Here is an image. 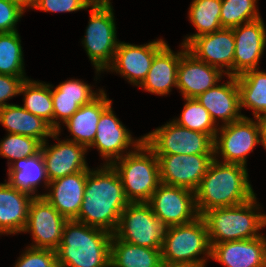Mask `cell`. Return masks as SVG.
Segmentation results:
<instances>
[{
  "label": "cell",
  "mask_w": 266,
  "mask_h": 267,
  "mask_svg": "<svg viewBox=\"0 0 266 267\" xmlns=\"http://www.w3.org/2000/svg\"><path fill=\"white\" fill-rule=\"evenodd\" d=\"M82 205L76 221L114 234L120 216L129 204L122 181L112 165L90 169Z\"/></svg>",
  "instance_id": "obj_1"
},
{
  "label": "cell",
  "mask_w": 266,
  "mask_h": 267,
  "mask_svg": "<svg viewBox=\"0 0 266 267\" xmlns=\"http://www.w3.org/2000/svg\"><path fill=\"white\" fill-rule=\"evenodd\" d=\"M245 166L220 162L214 158L195 191L199 215L227 206L245 203L256 196Z\"/></svg>",
  "instance_id": "obj_2"
},
{
  "label": "cell",
  "mask_w": 266,
  "mask_h": 267,
  "mask_svg": "<svg viewBox=\"0 0 266 267\" xmlns=\"http://www.w3.org/2000/svg\"><path fill=\"white\" fill-rule=\"evenodd\" d=\"M110 232L67 220L56 251L58 267H110Z\"/></svg>",
  "instance_id": "obj_3"
},
{
  "label": "cell",
  "mask_w": 266,
  "mask_h": 267,
  "mask_svg": "<svg viewBox=\"0 0 266 267\" xmlns=\"http://www.w3.org/2000/svg\"><path fill=\"white\" fill-rule=\"evenodd\" d=\"M259 206L255 196L245 203L204 212L201 217L206 224L210 245L262 236L259 230L266 227V214L261 213Z\"/></svg>",
  "instance_id": "obj_4"
},
{
  "label": "cell",
  "mask_w": 266,
  "mask_h": 267,
  "mask_svg": "<svg viewBox=\"0 0 266 267\" xmlns=\"http://www.w3.org/2000/svg\"><path fill=\"white\" fill-rule=\"evenodd\" d=\"M111 165L122 181L129 203H147L161 183L158 158L144 142Z\"/></svg>",
  "instance_id": "obj_5"
},
{
  "label": "cell",
  "mask_w": 266,
  "mask_h": 267,
  "mask_svg": "<svg viewBox=\"0 0 266 267\" xmlns=\"http://www.w3.org/2000/svg\"><path fill=\"white\" fill-rule=\"evenodd\" d=\"M201 254L205 256L199 257ZM161 255L163 263L206 267L211 245L203 218L199 216L189 223L166 227Z\"/></svg>",
  "instance_id": "obj_6"
},
{
  "label": "cell",
  "mask_w": 266,
  "mask_h": 267,
  "mask_svg": "<svg viewBox=\"0 0 266 267\" xmlns=\"http://www.w3.org/2000/svg\"><path fill=\"white\" fill-rule=\"evenodd\" d=\"M111 3L110 0H95L90 6L89 22L82 41L97 75L106 71L112 63L120 42L116 37L114 9Z\"/></svg>",
  "instance_id": "obj_7"
},
{
  "label": "cell",
  "mask_w": 266,
  "mask_h": 267,
  "mask_svg": "<svg viewBox=\"0 0 266 267\" xmlns=\"http://www.w3.org/2000/svg\"><path fill=\"white\" fill-rule=\"evenodd\" d=\"M143 142L155 155H214V139L190 130L173 120L143 136Z\"/></svg>",
  "instance_id": "obj_8"
},
{
  "label": "cell",
  "mask_w": 266,
  "mask_h": 267,
  "mask_svg": "<svg viewBox=\"0 0 266 267\" xmlns=\"http://www.w3.org/2000/svg\"><path fill=\"white\" fill-rule=\"evenodd\" d=\"M166 226L147 203H129L120 216L114 235L127 243L161 248Z\"/></svg>",
  "instance_id": "obj_9"
},
{
  "label": "cell",
  "mask_w": 266,
  "mask_h": 267,
  "mask_svg": "<svg viewBox=\"0 0 266 267\" xmlns=\"http://www.w3.org/2000/svg\"><path fill=\"white\" fill-rule=\"evenodd\" d=\"M255 120L245 116L230 124L220 125L214 139V158L221 155L223 161L220 162L246 167L249 153L257 144H263L260 126Z\"/></svg>",
  "instance_id": "obj_10"
},
{
  "label": "cell",
  "mask_w": 266,
  "mask_h": 267,
  "mask_svg": "<svg viewBox=\"0 0 266 267\" xmlns=\"http://www.w3.org/2000/svg\"><path fill=\"white\" fill-rule=\"evenodd\" d=\"M147 204L166 227L186 224L200 216L195 192L184 187L160 183Z\"/></svg>",
  "instance_id": "obj_11"
},
{
  "label": "cell",
  "mask_w": 266,
  "mask_h": 267,
  "mask_svg": "<svg viewBox=\"0 0 266 267\" xmlns=\"http://www.w3.org/2000/svg\"><path fill=\"white\" fill-rule=\"evenodd\" d=\"M67 220L43 196L34 197L23 230L31 233L34 244L29 247L56 250Z\"/></svg>",
  "instance_id": "obj_12"
},
{
  "label": "cell",
  "mask_w": 266,
  "mask_h": 267,
  "mask_svg": "<svg viewBox=\"0 0 266 267\" xmlns=\"http://www.w3.org/2000/svg\"><path fill=\"white\" fill-rule=\"evenodd\" d=\"M143 142V136L136 140L125 125L116 117L112 110V103L102 112L93 144L89 148L96 147L100 156L111 165L115 160L125 154L134 151ZM132 147L127 152V148ZM126 151V152H125Z\"/></svg>",
  "instance_id": "obj_13"
},
{
  "label": "cell",
  "mask_w": 266,
  "mask_h": 267,
  "mask_svg": "<svg viewBox=\"0 0 266 267\" xmlns=\"http://www.w3.org/2000/svg\"><path fill=\"white\" fill-rule=\"evenodd\" d=\"M166 44L163 39L143 45L119 42L113 61L106 70L121 74L132 85L139 87L145 80L155 55Z\"/></svg>",
  "instance_id": "obj_14"
},
{
  "label": "cell",
  "mask_w": 266,
  "mask_h": 267,
  "mask_svg": "<svg viewBox=\"0 0 266 267\" xmlns=\"http://www.w3.org/2000/svg\"><path fill=\"white\" fill-rule=\"evenodd\" d=\"M160 182L196 191L214 155H156Z\"/></svg>",
  "instance_id": "obj_15"
},
{
  "label": "cell",
  "mask_w": 266,
  "mask_h": 267,
  "mask_svg": "<svg viewBox=\"0 0 266 267\" xmlns=\"http://www.w3.org/2000/svg\"><path fill=\"white\" fill-rule=\"evenodd\" d=\"M58 136L59 133L55 131L51 137L58 140V143L49 147L48 140H46L41 144L40 149L49 182L80 171L90 170L85 159L88 149L74 141L59 140Z\"/></svg>",
  "instance_id": "obj_16"
},
{
  "label": "cell",
  "mask_w": 266,
  "mask_h": 267,
  "mask_svg": "<svg viewBox=\"0 0 266 267\" xmlns=\"http://www.w3.org/2000/svg\"><path fill=\"white\" fill-rule=\"evenodd\" d=\"M232 29L235 41L233 76L260 68L258 63L266 47V27L262 17Z\"/></svg>",
  "instance_id": "obj_17"
},
{
  "label": "cell",
  "mask_w": 266,
  "mask_h": 267,
  "mask_svg": "<svg viewBox=\"0 0 266 267\" xmlns=\"http://www.w3.org/2000/svg\"><path fill=\"white\" fill-rule=\"evenodd\" d=\"M186 48L196 59L219 68L227 76H233L235 52L233 29L222 28L219 31L195 37L186 45ZM224 67L226 70L223 69Z\"/></svg>",
  "instance_id": "obj_18"
},
{
  "label": "cell",
  "mask_w": 266,
  "mask_h": 267,
  "mask_svg": "<svg viewBox=\"0 0 266 267\" xmlns=\"http://www.w3.org/2000/svg\"><path fill=\"white\" fill-rule=\"evenodd\" d=\"M223 74L219 68L196 59L186 50L181 55L177 70V89L183 98L196 99L220 82Z\"/></svg>",
  "instance_id": "obj_19"
},
{
  "label": "cell",
  "mask_w": 266,
  "mask_h": 267,
  "mask_svg": "<svg viewBox=\"0 0 266 267\" xmlns=\"http://www.w3.org/2000/svg\"><path fill=\"white\" fill-rule=\"evenodd\" d=\"M210 259L226 267H266V237L216 243Z\"/></svg>",
  "instance_id": "obj_20"
},
{
  "label": "cell",
  "mask_w": 266,
  "mask_h": 267,
  "mask_svg": "<svg viewBox=\"0 0 266 267\" xmlns=\"http://www.w3.org/2000/svg\"><path fill=\"white\" fill-rule=\"evenodd\" d=\"M227 77L229 81L221 85L216 84L196 98L217 125L218 119L222 121V125H226L245 117L241 114L237 78L230 75Z\"/></svg>",
  "instance_id": "obj_21"
},
{
  "label": "cell",
  "mask_w": 266,
  "mask_h": 267,
  "mask_svg": "<svg viewBox=\"0 0 266 267\" xmlns=\"http://www.w3.org/2000/svg\"><path fill=\"white\" fill-rule=\"evenodd\" d=\"M51 88L53 129L59 134L61 133L60 122L65 123L82 105L89 104L103 90L94 92L90 85L80 79L66 80L57 85L56 88L51 85Z\"/></svg>",
  "instance_id": "obj_22"
},
{
  "label": "cell",
  "mask_w": 266,
  "mask_h": 267,
  "mask_svg": "<svg viewBox=\"0 0 266 267\" xmlns=\"http://www.w3.org/2000/svg\"><path fill=\"white\" fill-rule=\"evenodd\" d=\"M90 170L80 171L48 184L49 192L42 196L68 220L78 216L84 198L87 174Z\"/></svg>",
  "instance_id": "obj_23"
},
{
  "label": "cell",
  "mask_w": 266,
  "mask_h": 267,
  "mask_svg": "<svg viewBox=\"0 0 266 267\" xmlns=\"http://www.w3.org/2000/svg\"><path fill=\"white\" fill-rule=\"evenodd\" d=\"M4 181L0 183V235L21 233L34 196Z\"/></svg>",
  "instance_id": "obj_24"
},
{
  "label": "cell",
  "mask_w": 266,
  "mask_h": 267,
  "mask_svg": "<svg viewBox=\"0 0 266 267\" xmlns=\"http://www.w3.org/2000/svg\"><path fill=\"white\" fill-rule=\"evenodd\" d=\"M182 50L174 53L166 44L154 57L150 70L139 87L156 95H168L171 89L177 88V70L181 55L187 50L181 44Z\"/></svg>",
  "instance_id": "obj_25"
},
{
  "label": "cell",
  "mask_w": 266,
  "mask_h": 267,
  "mask_svg": "<svg viewBox=\"0 0 266 267\" xmlns=\"http://www.w3.org/2000/svg\"><path fill=\"white\" fill-rule=\"evenodd\" d=\"M112 103L104 90L89 104L82 105L64 124L73 138L68 139L87 149L93 144L102 112Z\"/></svg>",
  "instance_id": "obj_26"
},
{
  "label": "cell",
  "mask_w": 266,
  "mask_h": 267,
  "mask_svg": "<svg viewBox=\"0 0 266 267\" xmlns=\"http://www.w3.org/2000/svg\"><path fill=\"white\" fill-rule=\"evenodd\" d=\"M0 123L8 133L32 137L41 143L55 132L44 119L17 104H9L0 109Z\"/></svg>",
  "instance_id": "obj_27"
},
{
  "label": "cell",
  "mask_w": 266,
  "mask_h": 267,
  "mask_svg": "<svg viewBox=\"0 0 266 267\" xmlns=\"http://www.w3.org/2000/svg\"><path fill=\"white\" fill-rule=\"evenodd\" d=\"M42 181L45 188H48L49 181L41 151L33 157L18 159L8 166L7 182L12 187L28 192L34 197L42 196L36 193L37 185H40Z\"/></svg>",
  "instance_id": "obj_28"
},
{
  "label": "cell",
  "mask_w": 266,
  "mask_h": 267,
  "mask_svg": "<svg viewBox=\"0 0 266 267\" xmlns=\"http://www.w3.org/2000/svg\"><path fill=\"white\" fill-rule=\"evenodd\" d=\"M161 248L137 246L111 238L110 267H162Z\"/></svg>",
  "instance_id": "obj_29"
},
{
  "label": "cell",
  "mask_w": 266,
  "mask_h": 267,
  "mask_svg": "<svg viewBox=\"0 0 266 267\" xmlns=\"http://www.w3.org/2000/svg\"><path fill=\"white\" fill-rule=\"evenodd\" d=\"M240 108L253 110L255 119L266 113V72L258 69L248 70L238 76Z\"/></svg>",
  "instance_id": "obj_30"
},
{
  "label": "cell",
  "mask_w": 266,
  "mask_h": 267,
  "mask_svg": "<svg viewBox=\"0 0 266 267\" xmlns=\"http://www.w3.org/2000/svg\"><path fill=\"white\" fill-rule=\"evenodd\" d=\"M188 17L197 33L187 36L182 44L185 46L195 37L210 34L222 29L220 23L221 0H193Z\"/></svg>",
  "instance_id": "obj_31"
},
{
  "label": "cell",
  "mask_w": 266,
  "mask_h": 267,
  "mask_svg": "<svg viewBox=\"0 0 266 267\" xmlns=\"http://www.w3.org/2000/svg\"><path fill=\"white\" fill-rule=\"evenodd\" d=\"M20 94H24V109L36 115L53 128V101L51 85L31 79H26L20 88Z\"/></svg>",
  "instance_id": "obj_32"
},
{
  "label": "cell",
  "mask_w": 266,
  "mask_h": 267,
  "mask_svg": "<svg viewBox=\"0 0 266 267\" xmlns=\"http://www.w3.org/2000/svg\"><path fill=\"white\" fill-rule=\"evenodd\" d=\"M18 31L0 33V74L26 77Z\"/></svg>",
  "instance_id": "obj_33"
},
{
  "label": "cell",
  "mask_w": 266,
  "mask_h": 267,
  "mask_svg": "<svg viewBox=\"0 0 266 267\" xmlns=\"http://www.w3.org/2000/svg\"><path fill=\"white\" fill-rule=\"evenodd\" d=\"M185 105L180 117L173 119L178 125L200 133L209 134L215 139L219 129L210 113L194 98H184Z\"/></svg>",
  "instance_id": "obj_34"
},
{
  "label": "cell",
  "mask_w": 266,
  "mask_h": 267,
  "mask_svg": "<svg viewBox=\"0 0 266 267\" xmlns=\"http://www.w3.org/2000/svg\"><path fill=\"white\" fill-rule=\"evenodd\" d=\"M257 2L258 0H221L222 28L232 29L260 18Z\"/></svg>",
  "instance_id": "obj_35"
},
{
  "label": "cell",
  "mask_w": 266,
  "mask_h": 267,
  "mask_svg": "<svg viewBox=\"0 0 266 267\" xmlns=\"http://www.w3.org/2000/svg\"><path fill=\"white\" fill-rule=\"evenodd\" d=\"M41 142L25 135L8 133L0 141V155L7 158L8 166L22 158L33 157L40 152Z\"/></svg>",
  "instance_id": "obj_36"
},
{
  "label": "cell",
  "mask_w": 266,
  "mask_h": 267,
  "mask_svg": "<svg viewBox=\"0 0 266 267\" xmlns=\"http://www.w3.org/2000/svg\"><path fill=\"white\" fill-rule=\"evenodd\" d=\"M26 248L14 267H58L55 250L29 246Z\"/></svg>",
  "instance_id": "obj_37"
},
{
  "label": "cell",
  "mask_w": 266,
  "mask_h": 267,
  "mask_svg": "<svg viewBox=\"0 0 266 267\" xmlns=\"http://www.w3.org/2000/svg\"><path fill=\"white\" fill-rule=\"evenodd\" d=\"M95 0H38L34 9L44 12H75L89 8Z\"/></svg>",
  "instance_id": "obj_38"
},
{
  "label": "cell",
  "mask_w": 266,
  "mask_h": 267,
  "mask_svg": "<svg viewBox=\"0 0 266 267\" xmlns=\"http://www.w3.org/2000/svg\"><path fill=\"white\" fill-rule=\"evenodd\" d=\"M23 13L12 1L0 0V33L18 31L16 25Z\"/></svg>",
  "instance_id": "obj_39"
},
{
  "label": "cell",
  "mask_w": 266,
  "mask_h": 267,
  "mask_svg": "<svg viewBox=\"0 0 266 267\" xmlns=\"http://www.w3.org/2000/svg\"><path fill=\"white\" fill-rule=\"evenodd\" d=\"M28 77H15L12 75L0 74V109L9 103L7 99L20 95V88L22 83Z\"/></svg>",
  "instance_id": "obj_40"
},
{
  "label": "cell",
  "mask_w": 266,
  "mask_h": 267,
  "mask_svg": "<svg viewBox=\"0 0 266 267\" xmlns=\"http://www.w3.org/2000/svg\"><path fill=\"white\" fill-rule=\"evenodd\" d=\"M15 3L22 11L25 12L26 8H32L37 5L38 0H10Z\"/></svg>",
  "instance_id": "obj_41"
},
{
  "label": "cell",
  "mask_w": 266,
  "mask_h": 267,
  "mask_svg": "<svg viewBox=\"0 0 266 267\" xmlns=\"http://www.w3.org/2000/svg\"><path fill=\"white\" fill-rule=\"evenodd\" d=\"M256 119L260 126L261 139H266V113Z\"/></svg>",
  "instance_id": "obj_42"
},
{
  "label": "cell",
  "mask_w": 266,
  "mask_h": 267,
  "mask_svg": "<svg viewBox=\"0 0 266 267\" xmlns=\"http://www.w3.org/2000/svg\"><path fill=\"white\" fill-rule=\"evenodd\" d=\"M162 267H202V266H196L192 264H167L163 263Z\"/></svg>",
  "instance_id": "obj_43"
},
{
  "label": "cell",
  "mask_w": 266,
  "mask_h": 267,
  "mask_svg": "<svg viewBox=\"0 0 266 267\" xmlns=\"http://www.w3.org/2000/svg\"><path fill=\"white\" fill-rule=\"evenodd\" d=\"M262 140V146L264 147V149L266 150V139H261Z\"/></svg>",
  "instance_id": "obj_44"
}]
</instances>
